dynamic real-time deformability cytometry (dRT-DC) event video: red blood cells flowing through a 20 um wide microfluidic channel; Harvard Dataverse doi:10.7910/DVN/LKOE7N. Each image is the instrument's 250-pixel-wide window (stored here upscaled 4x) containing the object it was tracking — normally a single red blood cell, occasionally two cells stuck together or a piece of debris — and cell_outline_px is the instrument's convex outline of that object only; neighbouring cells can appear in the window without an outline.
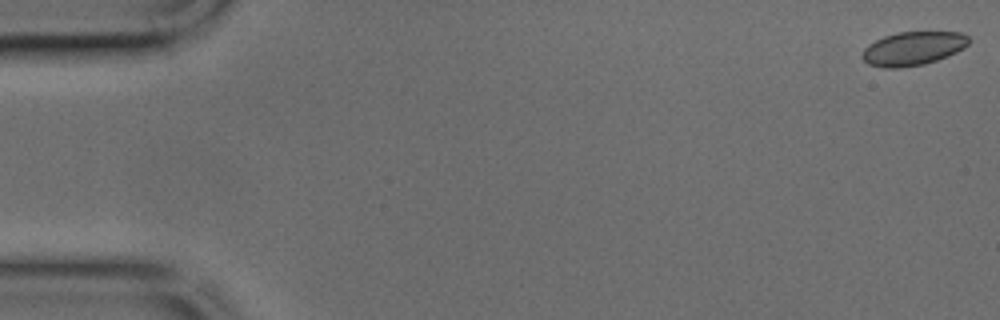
{"species": "common noctule bat (a hibernating species)", "species_latin": "Nyctalus noctula", "temperature_condition": "cold", "stored_images_in_passage": 45, "camera_frame_rate_fps": 3000, "um_per_image_px": 0.085, "animal": {"sex": "male", "body_mass_g": 17.9, "forearm_length_mm": 54.2}, "frame": {"image": 1, "passage_image": 1, "time_ms": 0.0, "image_size_px": [1000, 320], "cell_outline_px": [[972, 40], [964, 48], [948, 56], [924, 64], [896, 68], [884, 68], [868, 64], [860, 56], [864, 48], [868, 44], [884, 36], [896, 32], [960, 32], [968, 36]], "centroid_in_image_um": [77.6, 4.12], "position_along_channel_um": 7.4, "area_um2": 21.04}}
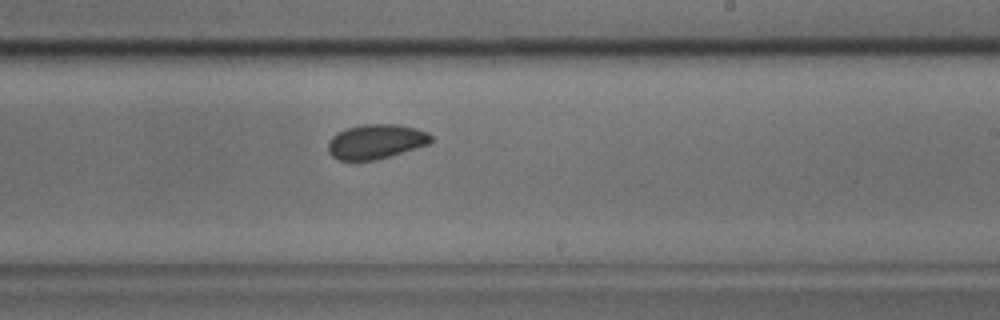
{"frame": {"image": 2, "passage_image": 27, "time_ms": 8.667, "image_size_px": [1000, 320], "cell_outline_px": [[432, 140], [428, 144], [376, 160], [340, 160], [332, 156], [328, 152], [328, 140], [336, 132], [344, 128], [364, 124], [396, 124], [416, 128], [428, 132], [432, 136]], "centroid_in_image_um": [31.92, 12.02], "position_along_channel_um": 257.1, "area_um2": 20.81}}
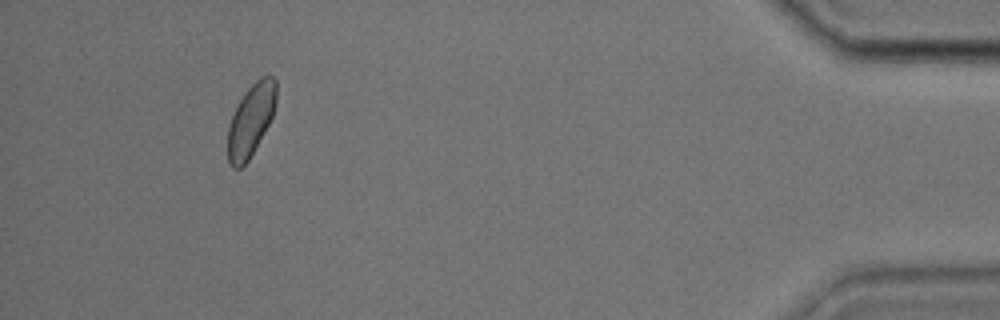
{"frame": {"image": 3, "passage_image": 42, "time_ms": 13.667, "image_size_px": [1000, 320], "cell_outline_px": [[276, 100], [272, 116], [268, 124], [248, 160], [240, 168], [232, 168], [228, 160], [228, 128], [232, 116], [244, 92], [260, 76], [272, 76], [276, 80]], "centroid_in_image_um": [21.32, 10.19], "position_along_channel_um": 413.9, "area_um2": 19.94}}